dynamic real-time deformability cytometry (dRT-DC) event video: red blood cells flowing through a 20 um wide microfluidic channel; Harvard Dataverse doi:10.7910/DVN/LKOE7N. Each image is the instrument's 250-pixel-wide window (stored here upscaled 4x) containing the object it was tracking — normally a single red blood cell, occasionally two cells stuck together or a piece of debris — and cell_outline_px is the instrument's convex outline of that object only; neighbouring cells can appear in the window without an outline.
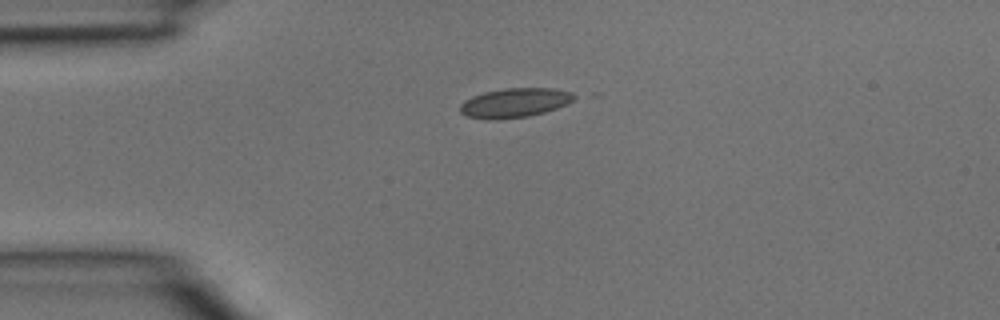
{"species": "common noctule bat (a hibernating species)", "species_latin": "Nyctalus noctula", "temperature_condition": "room temperature", "stored_images_in_passage": 2, "camera_frame_rate_fps": 3000, "um_per_image_px": 0.085, "animal": {"sex": "male", "body_mass_g": 15.6}, "frame": {"image": 1, "passage_image": 1, "time_ms": 0.0, "image_size_px": [1000, 320], "cell_outline_px": [[580, 96], [556, 108], [544, 112], [528, 116], [488, 120], [468, 116], [460, 112], [460, 104], [464, 100], [472, 96], [484, 92], [504, 88], [552, 88], [572, 92]], "centroid_in_image_um": [43.74, 8.72], "position_along_channel_um": 41.3, "area_um2": 19.42}}